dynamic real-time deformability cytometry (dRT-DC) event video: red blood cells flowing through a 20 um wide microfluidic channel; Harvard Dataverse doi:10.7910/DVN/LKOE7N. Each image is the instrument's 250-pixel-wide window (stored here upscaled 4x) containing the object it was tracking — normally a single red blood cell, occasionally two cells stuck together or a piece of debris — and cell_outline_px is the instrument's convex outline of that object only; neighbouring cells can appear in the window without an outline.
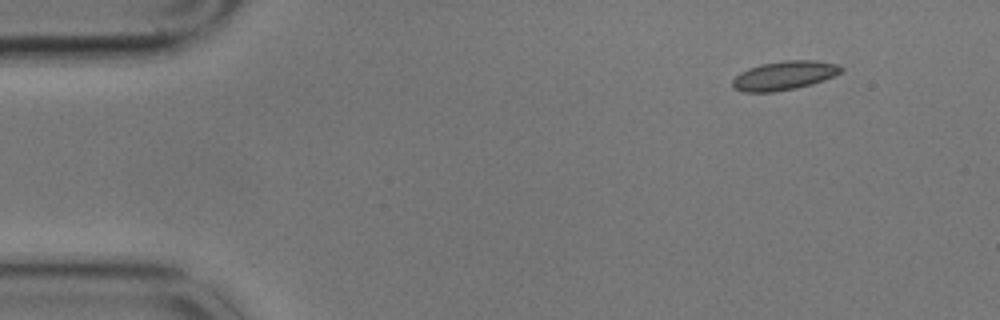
{"species": "common noctule bat (a hibernating species)", "species_latin": "Nyctalus noctula", "temperature_condition": "cold", "stored_images_in_passage": 49, "camera_frame_rate_fps": 3000, "um_per_image_px": 0.085, "animal": {"sex": "male", "body_mass_g": 17.9}, "frame": {"image": 1, "passage_image": 1, "time_ms": 0.0, "image_size_px": [1000, 320], "cell_outline_px": [[844, 68], [840, 72], [824, 80], [812, 84], [796, 88], [772, 92], [744, 92], [736, 88], [732, 84], [732, 80], [740, 72], [748, 68], [760, 64], [784, 60], [816, 60], [836, 64]], "centroid_in_image_um": [66.65, 6.41], "position_along_channel_um": 18.4, "area_um2": 18.21}}
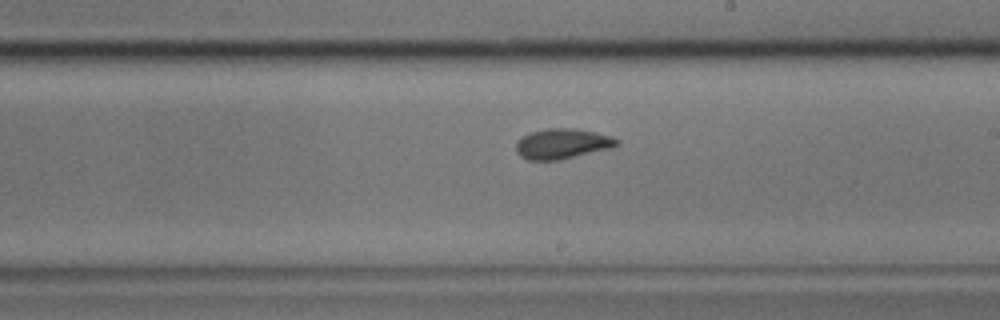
{"frame": {"image": 2, "passage_image": 28, "time_ms": 9.0, "image_size_px": [1000, 320], "cell_outline_px": [[620, 144], [612, 148], [560, 160], [528, 160], [520, 156], [516, 152], [516, 144], [524, 136], [532, 132], [548, 128], [576, 128], [596, 132], [612, 136], [620, 140]], "centroid_in_image_um": [47.85, 12.22], "position_along_channel_um": 241.1, "area_um2": 17.86}}
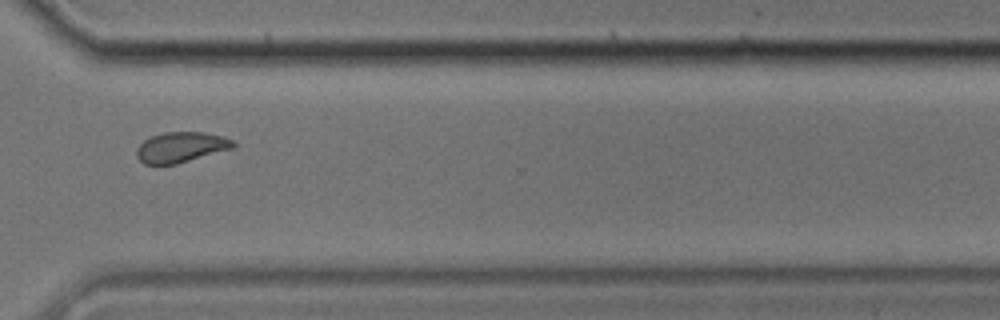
{"frame": {"image": 3, "passage_image": 38, "time_ms": 12.333, "image_size_px": [1000, 320], "cell_outline_px": [[236, 148], [176, 164], [144, 164], [136, 156], [136, 148], [144, 140], [152, 136], [164, 132], [204, 132], [224, 136], [232, 140], [236, 144]], "centroid_in_image_um": [15.42, 12.51], "position_along_channel_um": 355.2, "area_um2": 17.28}, "authors_computed_cell_mechanics": {"area_um2": 17.8024, "velocity_mm_per_s": 3.4225, "shape_relaxation_time_tau1_ms": 3.3595, "shape_relaxation_time_tau2_ms": 0.8555, "deformation_change_tau1": 0.0964, "deformation_change_tau2": 0.0478}}